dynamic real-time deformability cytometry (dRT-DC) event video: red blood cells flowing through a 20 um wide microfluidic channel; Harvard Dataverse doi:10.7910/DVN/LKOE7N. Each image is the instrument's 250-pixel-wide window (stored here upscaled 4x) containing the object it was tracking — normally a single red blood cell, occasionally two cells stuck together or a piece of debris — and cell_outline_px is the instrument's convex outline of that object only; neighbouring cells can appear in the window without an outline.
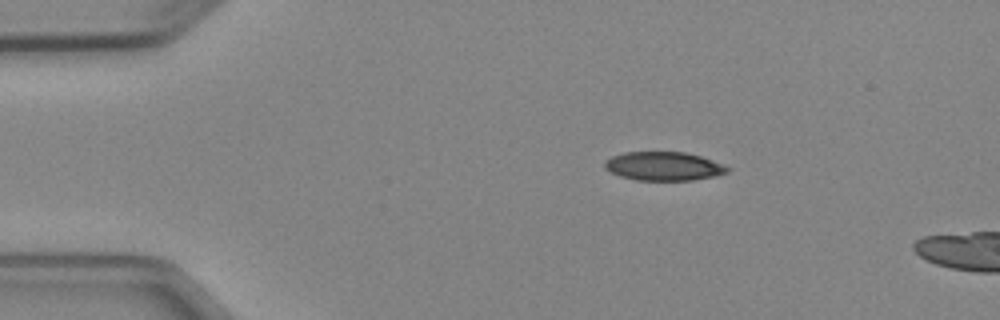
{"species": "Egyptian fruit bat (a non-hibernating species)", "species_latin": "Rousettus aegyptiacus", "temperature_condition": "cold", "stored_images_in_passage": 2, "camera_frame_rate_fps": 3000, "um_per_image_px": 0.085, "animal": {"sex": "female"}, "frame": {"image": 1, "passage_image": 1, "time_ms": 0.0, "image_size_px": [1000, 320], "cell_outline_px": [[728, 172], [716, 176], [692, 180], [636, 180], [620, 176], [604, 168], [604, 160], [612, 156], [624, 152], [684, 152], [700, 156], [724, 164], [728, 168]], "centroid_in_image_um": [56.39, 14.12], "position_along_channel_um": 28.6, "area_um2": 20.52}}